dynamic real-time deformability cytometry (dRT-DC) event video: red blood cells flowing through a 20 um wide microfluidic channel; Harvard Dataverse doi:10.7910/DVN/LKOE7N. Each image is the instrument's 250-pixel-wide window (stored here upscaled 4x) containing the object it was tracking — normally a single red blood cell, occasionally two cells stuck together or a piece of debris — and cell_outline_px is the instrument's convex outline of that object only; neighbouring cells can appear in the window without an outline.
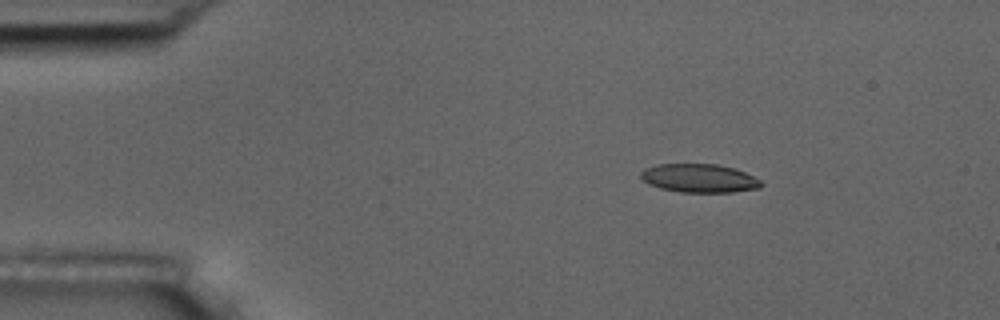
{"species": "common noctule bat (a hibernating species)", "species_latin": "Nyctalus noctula", "temperature_condition": "room temperature", "stored_images_in_passage": 5, "camera_frame_rate_fps": 3000, "um_per_image_px": 0.085, "animal": {"sex": "male", "body_mass_g": 17.5, "forearm_length_mm": 52.3}, "frame": {"image": 1, "passage_image": 3, "time_ms": 2.0, "image_size_px": [1000, 320], "cell_outline_px": [[764, 184], [760, 188], [732, 192], [680, 192], [660, 188], [648, 184], [640, 176], [640, 172], [644, 168], [656, 164], [716, 164], [732, 168], [744, 172], [760, 180]], "centroid_in_image_um": [59.41, 15.15], "position_along_channel_um": 25.6, "area_um2": 20.0}}